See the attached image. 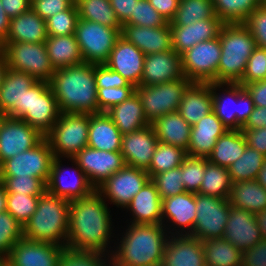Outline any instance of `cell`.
Instances as JSON below:
<instances>
[{"instance_id": "cell-61", "label": "cell", "mask_w": 266, "mask_h": 266, "mask_svg": "<svg viewBox=\"0 0 266 266\" xmlns=\"http://www.w3.org/2000/svg\"><path fill=\"white\" fill-rule=\"evenodd\" d=\"M135 2H138V0H110V4L121 25L130 19L131 14H134Z\"/></svg>"}, {"instance_id": "cell-19", "label": "cell", "mask_w": 266, "mask_h": 266, "mask_svg": "<svg viewBox=\"0 0 266 266\" xmlns=\"http://www.w3.org/2000/svg\"><path fill=\"white\" fill-rule=\"evenodd\" d=\"M196 218V194L183 192L162 199V225L170 236L190 235Z\"/></svg>"}, {"instance_id": "cell-14", "label": "cell", "mask_w": 266, "mask_h": 266, "mask_svg": "<svg viewBox=\"0 0 266 266\" xmlns=\"http://www.w3.org/2000/svg\"><path fill=\"white\" fill-rule=\"evenodd\" d=\"M53 159L44 137L35 147L4 161L0 165V177H37L47 184Z\"/></svg>"}, {"instance_id": "cell-53", "label": "cell", "mask_w": 266, "mask_h": 266, "mask_svg": "<svg viewBox=\"0 0 266 266\" xmlns=\"http://www.w3.org/2000/svg\"><path fill=\"white\" fill-rule=\"evenodd\" d=\"M7 193L42 195L46 184L37 177H0Z\"/></svg>"}, {"instance_id": "cell-6", "label": "cell", "mask_w": 266, "mask_h": 266, "mask_svg": "<svg viewBox=\"0 0 266 266\" xmlns=\"http://www.w3.org/2000/svg\"><path fill=\"white\" fill-rule=\"evenodd\" d=\"M57 99L49 82L38 81L22 97V105L11 116L22 119L45 136L60 116Z\"/></svg>"}, {"instance_id": "cell-62", "label": "cell", "mask_w": 266, "mask_h": 266, "mask_svg": "<svg viewBox=\"0 0 266 266\" xmlns=\"http://www.w3.org/2000/svg\"><path fill=\"white\" fill-rule=\"evenodd\" d=\"M244 88L252 97L254 106L266 107V79L249 83Z\"/></svg>"}, {"instance_id": "cell-56", "label": "cell", "mask_w": 266, "mask_h": 266, "mask_svg": "<svg viewBox=\"0 0 266 266\" xmlns=\"http://www.w3.org/2000/svg\"><path fill=\"white\" fill-rule=\"evenodd\" d=\"M243 25L252 34L256 46L266 49V1L248 15Z\"/></svg>"}, {"instance_id": "cell-5", "label": "cell", "mask_w": 266, "mask_h": 266, "mask_svg": "<svg viewBox=\"0 0 266 266\" xmlns=\"http://www.w3.org/2000/svg\"><path fill=\"white\" fill-rule=\"evenodd\" d=\"M219 40L218 83H238L244 75L249 57L257 47L255 40L243 23L224 24Z\"/></svg>"}, {"instance_id": "cell-42", "label": "cell", "mask_w": 266, "mask_h": 266, "mask_svg": "<svg viewBox=\"0 0 266 266\" xmlns=\"http://www.w3.org/2000/svg\"><path fill=\"white\" fill-rule=\"evenodd\" d=\"M218 18L213 0H179V6L170 25H190L203 19Z\"/></svg>"}, {"instance_id": "cell-51", "label": "cell", "mask_w": 266, "mask_h": 266, "mask_svg": "<svg viewBox=\"0 0 266 266\" xmlns=\"http://www.w3.org/2000/svg\"><path fill=\"white\" fill-rule=\"evenodd\" d=\"M180 167L155 174L151 180L156 185L161 199L185 192Z\"/></svg>"}, {"instance_id": "cell-10", "label": "cell", "mask_w": 266, "mask_h": 266, "mask_svg": "<svg viewBox=\"0 0 266 266\" xmlns=\"http://www.w3.org/2000/svg\"><path fill=\"white\" fill-rule=\"evenodd\" d=\"M74 35L83 62L105 64L117 39L121 36V30L79 18Z\"/></svg>"}, {"instance_id": "cell-21", "label": "cell", "mask_w": 266, "mask_h": 266, "mask_svg": "<svg viewBox=\"0 0 266 266\" xmlns=\"http://www.w3.org/2000/svg\"><path fill=\"white\" fill-rule=\"evenodd\" d=\"M158 142L151 124L122 135L120 152L124 157L125 164L147 170Z\"/></svg>"}, {"instance_id": "cell-37", "label": "cell", "mask_w": 266, "mask_h": 266, "mask_svg": "<svg viewBox=\"0 0 266 266\" xmlns=\"http://www.w3.org/2000/svg\"><path fill=\"white\" fill-rule=\"evenodd\" d=\"M228 200L232 207L256 214L266 209V189L257 180L233 182Z\"/></svg>"}, {"instance_id": "cell-27", "label": "cell", "mask_w": 266, "mask_h": 266, "mask_svg": "<svg viewBox=\"0 0 266 266\" xmlns=\"http://www.w3.org/2000/svg\"><path fill=\"white\" fill-rule=\"evenodd\" d=\"M121 36L134 44L145 55L156 54L172 49L169 22L162 27H144L123 24Z\"/></svg>"}, {"instance_id": "cell-7", "label": "cell", "mask_w": 266, "mask_h": 266, "mask_svg": "<svg viewBox=\"0 0 266 266\" xmlns=\"http://www.w3.org/2000/svg\"><path fill=\"white\" fill-rule=\"evenodd\" d=\"M213 112L229 130H241L253 112L254 103L238 83H211Z\"/></svg>"}, {"instance_id": "cell-60", "label": "cell", "mask_w": 266, "mask_h": 266, "mask_svg": "<svg viewBox=\"0 0 266 266\" xmlns=\"http://www.w3.org/2000/svg\"><path fill=\"white\" fill-rule=\"evenodd\" d=\"M247 146L266 156V127L254 130H242Z\"/></svg>"}, {"instance_id": "cell-16", "label": "cell", "mask_w": 266, "mask_h": 266, "mask_svg": "<svg viewBox=\"0 0 266 266\" xmlns=\"http://www.w3.org/2000/svg\"><path fill=\"white\" fill-rule=\"evenodd\" d=\"M149 180L150 177L146 170L125 165L96 190L110 206L113 204L123 212L132 198Z\"/></svg>"}, {"instance_id": "cell-13", "label": "cell", "mask_w": 266, "mask_h": 266, "mask_svg": "<svg viewBox=\"0 0 266 266\" xmlns=\"http://www.w3.org/2000/svg\"><path fill=\"white\" fill-rule=\"evenodd\" d=\"M64 160H68L67 164L71 163L68 164L70 167L64 165ZM94 190L85 173L72 158L54 157L46 184L47 192L73 201L90 195Z\"/></svg>"}, {"instance_id": "cell-18", "label": "cell", "mask_w": 266, "mask_h": 266, "mask_svg": "<svg viewBox=\"0 0 266 266\" xmlns=\"http://www.w3.org/2000/svg\"><path fill=\"white\" fill-rule=\"evenodd\" d=\"M95 190L126 164L120 151H104L87 146L72 158Z\"/></svg>"}, {"instance_id": "cell-50", "label": "cell", "mask_w": 266, "mask_h": 266, "mask_svg": "<svg viewBox=\"0 0 266 266\" xmlns=\"http://www.w3.org/2000/svg\"><path fill=\"white\" fill-rule=\"evenodd\" d=\"M78 19L76 5H71L67 10L58 12L46 20L47 33L50 36L75 34Z\"/></svg>"}, {"instance_id": "cell-52", "label": "cell", "mask_w": 266, "mask_h": 266, "mask_svg": "<svg viewBox=\"0 0 266 266\" xmlns=\"http://www.w3.org/2000/svg\"><path fill=\"white\" fill-rule=\"evenodd\" d=\"M168 22L156 11L149 0H138L135 2L134 14L125 24L144 26V27H162Z\"/></svg>"}, {"instance_id": "cell-8", "label": "cell", "mask_w": 266, "mask_h": 266, "mask_svg": "<svg viewBox=\"0 0 266 266\" xmlns=\"http://www.w3.org/2000/svg\"><path fill=\"white\" fill-rule=\"evenodd\" d=\"M89 114L60 113L57 122L44 136L54 157L73 158L87 147Z\"/></svg>"}, {"instance_id": "cell-28", "label": "cell", "mask_w": 266, "mask_h": 266, "mask_svg": "<svg viewBox=\"0 0 266 266\" xmlns=\"http://www.w3.org/2000/svg\"><path fill=\"white\" fill-rule=\"evenodd\" d=\"M161 266H206L203 242L189 235L170 236Z\"/></svg>"}, {"instance_id": "cell-36", "label": "cell", "mask_w": 266, "mask_h": 266, "mask_svg": "<svg viewBox=\"0 0 266 266\" xmlns=\"http://www.w3.org/2000/svg\"><path fill=\"white\" fill-rule=\"evenodd\" d=\"M45 45L54 70L83 63L79 44L74 34L62 36L48 35Z\"/></svg>"}, {"instance_id": "cell-40", "label": "cell", "mask_w": 266, "mask_h": 266, "mask_svg": "<svg viewBox=\"0 0 266 266\" xmlns=\"http://www.w3.org/2000/svg\"><path fill=\"white\" fill-rule=\"evenodd\" d=\"M231 185L228 168L211 163L205 158V172L197 194L228 199Z\"/></svg>"}, {"instance_id": "cell-31", "label": "cell", "mask_w": 266, "mask_h": 266, "mask_svg": "<svg viewBox=\"0 0 266 266\" xmlns=\"http://www.w3.org/2000/svg\"><path fill=\"white\" fill-rule=\"evenodd\" d=\"M191 126L213 111L211 83H192L177 110Z\"/></svg>"}, {"instance_id": "cell-29", "label": "cell", "mask_w": 266, "mask_h": 266, "mask_svg": "<svg viewBox=\"0 0 266 266\" xmlns=\"http://www.w3.org/2000/svg\"><path fill=\"white\" fill-rule=\"evenodd\" d=\"M227 130L228 128L212 111L191 127L187 155L207 158L212 153L218 138Z\"/></svg>"}, {"instance_id": "cell-9", "label": "cell", "mask_w": 266, "mask_h": 266, "mask_svg": "<svg viewBox=\"0 0 266 266\" xmlns=\"http://www.w3.org/2000/svg\"><path fill=\"white\" fill-rule=\"evenodd\" d=\"M0 50L6 56L8 68L28 73L37 81H51L55 70L45 43H2Z\"/></svg>"}, {"instance_id": "cell-34", "label": "cell", "mask_w": 266, "mask_h": 266, "mask_svg": "<svg viewBox=\"0 0 266 266\" xmlns=\"http://www.w3.org/2000/svg\"><path fill=\"white\" fill-rule=\"evenodd\" d=\"M151 125L159 142L188 151L192 126L182 118L178 111L163 115Z\"/></svg>"}, {"instance_id": "cell-30", "label": "cell", "mask_w": 266, "mask_h": 266, "mask_svg": "<svg viewBox=\"0 0 266 266\" xmlns=\"http://www.w3.org/2000/svg\"><path fill=\"white\" fill-rule=\"evenodd\" d=\"M37 82L28 73L8 68L0 86V115L11 117L22 105L25 92Z\"/></svg>"}, {"instance_id": "cell-1", "label": "cell", "mask_w": 266, "mask_h": 266, "mask_svg": "<svg viewBox=\"0 0 266 266\" xmlns=\"http://www.w3.org/2000/svg\"><path fill=\"white\" fill-rule=\"evenodd\" d=\"M112 216L109 204L97 190L70 201L66 248L111 255L117 235Z\"/></svg>"}, {"instance_id": "cell-48", "label": "cell", "mask_w": 266, "mask_h": 266, "mask_svg": "<svg viewBox=\"0 0 266 266\" xmlns=\"http://www.w3.org/2000/svg\"><path fill=\"white\" fill-rule=\"evenodd\" d=\"M180 168L185 191L197 194L205 172V158L187 155Z\"/></svg>"}, {"instance_id": "cell-23", "label": "cell", "mask_w": 266, "mask_h": 266, "mask_svg": "<svg viewBox=\"0 0 266 266\" xmlns=\"http://www.w3.org/2000/svg\"><path fill=\"white\" fill-rule=\"evenodd\" d=\"M184 78L181 56L174 50L145 55L141 86H151Z\"/></svg>"}, {"instance_id": "cell-4", "label": "cell", "mask_w": 266, "mask_h": 266, "mask_svg": "<svg viewBox=\"0 0 266 266\" xmlns=\"http://www.w3.org/2000/svg\"><path fill=\"white\" fill-rule=\"evenodd\" d=\"M70 201L45 191L23 227L24 238L66 247Z\"/></svg>"}, {"instance_id": "cell-54", "label": "cell", "mask_w": 266, "mask_h": 266, "mask_svg": "<svg viewBox=\"0 0 266 266\" xmlns=\"http://www.w3.org/2000/svg\"><path fill=\"white\" fill-rule=\"evenodd\" d=\"M264 79H266V49L256 47L247 61L244 75L238 84L244 87Z\"/></svg>"}, {"instance_id": "cell-45", "label": "cell", "mask_w": 266, "mask_h": 266, "mask_svg": "<svg viewBox=\"0 0 266 266\" xmlns=\"http://www.w3.org/2000/svg\"><path fill=\"white\" fill-rule=\"evenodd\" d=\"M186 156L187 153L183 149L158 142L146 171L151 179L155 174L180 167Z\"/></svg>"}, {"instance_id": "cell-70", "label": "cell", "mask_w": 266, "mask_h": 266, "mask_svg": "<svg viewBox=\"0 0 266 266\" xmlns=\"http://www.w3.org/2000/svg\"><path fill=\"white\" fill-rule=\"evenodd\" d=\"M256 180L266 189V159L263 162V166L259 171Z\"/></svg>"}, {"instance_id": "cell-41", "label": "cell", "mask_w": 266, "mask_h": 266, "mask_svg": "<svg viewBox=\"0 0 266 266\" xmlns=\"http://www.w3.org/2000/svg\"><path fill=\"white\" fill-rule=\"evenodd\" d=\"M75 5L80 19L121 30L122 25L115 15L110 0H76Z\"/></svg>"}, {"instance_id": "cell-12", "label": "cell", "mask_w": 266, "mask_h": 266, "mask_svg": "<svg viewBox=\"0 0 266 266\" xmlns=\"http://www.w3.org/2000/svg\"><path fill=\"white\" fill-rule=\"evenodd\" d=\"M219 37L202 41L181 55L182 72L192 83H218Z\"/></svg>"}, {"instance_id": "cell-15", "label": "cell", "mask_w": 266, "mask_h": 266, "mask_svg": "<svg viewBox=\"0 0 266 266\" xmlns=\"http://www.w3.org/2000/svg\"><path fill=\"white\" fill-rule=\"evenodd\" d=\"M230 206L228 199L196 194V218L189 236L201 241L222 238Z\"/></svg>"}, {"instance_id": "cell-24", "label": "cell", "mask_w": 266, "mask_h": 266, "mask_svg": "<svg viewBox=\"0 0 266 266\" xmlns=\"http://www.w3.org/2000/svg\"><path fill=\"white\" fill-rule=\"evenodd\" d=\"M127 223L162 224V199L150 179L124 209Z\"/></svg>"}, {"instance_id": "cell-22", "label": "cell", "mask_w": 266, "mask_h": 266, "mask_svg": "<svg viewBox=\"0 0 266 266\" xmlns=\"http://www.w3.org/2000/svg\"><path fill=\"white\" fill-rule=\"evenodd\" d=\"M145 54L134 44L120 36L105 63L110 69L118 72L134 87L140 86Z\"/></svg>"}, {"instance_id": "cell-25", "label": "cell", "mask_w": 266, "mask_h": 266, "mask_svg": "<svg viewBox=\"0 0 266 266\" xmlns=\"http://www.w3.org/2000/svg\"><path fill=\"white\" fill-rule=\"evenodd\" d=\"M223 238L242 252L255 246L263 239L255 214L232 206H230V214L225 225Z\"/></svg>"}, {"instance_id": "cell-66", "label": "cell", "mask_w": 266, "mask_h": 266, "mask_svg": "<svg viewBox=\"0 0 266 266\" xmlns=\"http://www.w3.org/2000/svg\"><path fill=\"white\" fill-rule=\"evenodd\" d=\"M10 28V18L0 2V45L5 41Z\"/></svg>"}, {"instance_id": "cell-44", "label": "cell", "mask_w": 266, "mask_h": 266, "mask_svg": "<svg viewBox=\"0 0 266 266\" xmlns=\"http://www.w3.org/2000/svg\"><path fill=\"white\" fill-rule=\"evenodd\" d=\"M265 159L266 156L262 153L247 146L241 157L228 167L232 183L256 180Z\"/></svg>"}, {"instance_id": "cell-69", "label": "cell", "mask_w": 266, "mask_h": 266, "mask_svg": "<svg viewBox=\"0 0 266 266\" xmlns=\"http://www.w3.org/2000/svg\"><path fill=\"white\" fill-rule=\"evenodd\" d=\"M8 70L7 59L4 53L0 50V86Z\"/></svg>"}, {"instance_id": "cell-38", "label": "cell", "mask_w": 266, "mask_h": 266, "mask_svg": "<svg viewBox=\"0 0 266 266\" xmlns=\"http://www.w3.org/2000/svg\"><path fill=\"white\" fill-rule=\"evenodd\" d=\"M247 147L242 130H227L218 138L212 153L207 159L216 165L228 168L234 163Z\"/></svg>"}, {"instance_id": "cell-35", "label": "cell", "mask_w": 266, "mask_h": 266, "mask_svg": "<svg viewBox=\"0 0 266 266\" xmlns=\"http://www.w3.org/2000/svg\"><path fill=\"white\" fill-rule=\"evenodd\" d=\"M122 135L140 130L150 125L148 122L141 100L135 92L122 103L112 107L106 112Z\"/></svg>"}, {"instance_id": "cell-65", "label": "cell", "mask_w": 266, "mask_h": 266, "mask_svg": "<svg viewBox=\"0 0 266 266\" xmlns=\"http://www.w3.org/2000/svg\"><path fill=\"white\" fill-rule=\"evenodd\" d=\"M266 127V107L255 106L241 130H254Z\"/></svg>"}, {"instance_id": "cell-39", "label": "cell", "mask_w": 266, "mask_h": 266, "mask_svg": "<svg viewBox=\"0 0 266 266\" xmlns=\"http://www.w3.org/2000/svg\"><path fill=\"white\" fill-rule=\"evenodd\" d=\"M202 242L206 266H241L242 251L228 240L222 237Z\"/></svg>"}, {"instance_id": "cell-43", "label": "cell", "mask_w": 266, "mask_h": 266, "mask_svg": "<svg viewBox=\"0 0 266 266\" xmlns=\"http://www.w3.org/2000/svg\"><path fill=\"white\" fill-rule=\"evenodd\" d=\"M266 0H213L217 17L224 24L243 23Z\"/></svg>"}, {"instance_id": "cell-11", "label": "cell", "mask_w": 266, "mask_h": 266, "mask_svg": "<svg viewBox=\"0 0 266 266\" xmlns=\"http://www.w3.org/2000/svg\"><path fill=\"white\" fill-rule=\"evenodd\" d=\"M192 84L186 77L151 86H138V94L144 114L151 124L165 114L178 110L187 88Z\"/></svg>"}, {"instance_id": "cell-57", "label": "cell", "mask_w": 266, "mask_h": 266, "mask_svg": "<svg viewBox=\"0 0 266 266\" xmlns=\"http://www.w3.org/2000/svg\"><path fill=\"white\" fill-rule=\"evenodd\" d=\"M95 82L96 88L133 86L106 64H95Z\"/></svg>"}, {"instance_id": "cell-3", "label": "cell", "mask_w": 266, "mask_h": 266, "mask_svg": "<svg viewBox=\"0 0 266 266\" xmlns=\"http://www.w3.org/2000/svg\"><path fill=\"white\" fill-rule=\"evenodd\" d=\"M49 83L61 113H98L95 64L57 69Z\"/></svg>"}, {"instance_id": "cell-71", "label": "cell", "mask_w": 266, "mask_h": 266, "mask_svg": "<svg viewBox=\"0 0 266 266\" xmlns=\"http://www.w3.org/2000/svg\"><path fill=\"white\" fill-rule=\"evenodd\" d=\"M0 266H9L8 265V256L0 254Z\"/></svg>"}, {"instance_id": "cell-64", "label": "cell", "mask_w": 266, "mask_h": 266, "mask_svg": "<svg viewBox=\"0 0 266 266\" xmlns=\"http://www.w3.org/2000/svg\"><path fill=\"white\" fill-rule=\"evenodd\" d=\"M150 4L160 13L167 22H170L179 6V0H149Z\"/></svg>"}, {"instance_id": "cell-63", "label": "cell", "mask_w": 266, "mask_h": 266, "mask_svg": "<svg viewBox=\"0 0 266 266\" xmlns=\"http://www.w3.org/2000/svg\"><path fill=\"white\" fill-rule=\"evenodd\" d=\"M5 13L10 19L19 16L31 8V0H0Z\"/></svg>"}, {"instance_id": "cell-58", "label": "cell", "mask_w": 266, "mask_h": 266, "mask_svg": "<svg viewBox=\"0 0 266 266\" xmlns=\"http://www.w3.org/2000/svg\"><path fill=\"white\" fill-rule=\"evenodd\" d=\"M71 5L68 0H33L31 8L46 21L56 13L67 10Z\"/></svg>"}, {"instance_id": "cell-55", "label": "cell", "mask_w": 266, "mask_h": 266, "mask_svg": "<svg viewBox=\"0 0 266 266\" xmlns=\"http://www.w3.org/2000/svg\"><path fill=\"white\" fill-rule=\"evenodd\" d=\"M134 86L97 88L98 113L107 112L135 93Z\"/></svg>"}, {"instance_id": "cell-47", "label": "cell", "mask_w": 266, "mask_h": 266, "mask_svg": "<svg viewBox=\"0 0 266 266\" xmlns=\"http://www.w3.org/2000/svg\"><path fill=\"white\" fill-rule=\"evenodd\" d=\"M23 238V226L8 211L0 213V254L8 256L12 247Z\"/></svg>"}, {"instance_id": "cell-17", "label": "cell", "mask_w": 266, "mask_h": 266, "mask_svg": "<svg viewBox=\"0 0 266 266\" xmlns=\"http://www.w3.org/2000/svg\"><path fill=\"white\" fill-rule=\"evenodd\" d=\"M44 136L19 118L0 115V165L35 147Z\"/></svg>"}, {"instance_id": "cell-20", "label": "cell", "mask_w": 266, "mask_h": 266, "mask_svg": "<svg viewBox=\"0 0 266 266\" xmlns=\"http://www.w3.org/2000/svg\"><path fill=\"white\" fill-rule=\"evenodd\" d=\"M66 247L49 242L21 239L8 255L9 266H58Z\"/></svg>"}, {"instance_id": "cell-2", "label": "cell", "mask_w": 266, "mask_h": 266, "mask_svg": "<svg viewBox=\"0 0 266 266\" xmlns=\"http://www.w3.org/2000/svg\"><path fill=\"white\" fill-rule=\"evenodd\" d=\"M126 224V225H125ZM117 226L112 266H161L163 252L170 237L162 224Z\"/></svg>"}, {"instance_id": "cell-46", "label": "cell", "mask_w": 266, "mask_h": 266, "mask_svg": "<svg viewBox=\"0 0 266 266\" xmlns=\"http://www.w3.org/2000/svg\"><path fill=\"white\" fill-rule=\"evenodd\" d=\"M41 195L7 193L8 211L23 227L34 214Z\"/></svg>"}, {"instance_id": "cell-33", "label": "cell", "mask_w": 266, "mask_h": 266, "mask_svg": "<svg viewBox=\"0 0 266 266\" xmlns=\"http://www.w3.org/2000/svg\"><path fill=\"white\" fill-rule=\"evenodd\" d=\"M122 134L106 112L89 114L87 146L104 151H120Z\"/></svg>"}, {"instance_id": "cell-72", "label": "cell", "mask_w": 266, "mask_h": 266, "mask_svg": "<svg viewBox=\"0 0 266 266\" xmlns=\"http://www.w3.org/2000/svg\"><path fill=\"white\" fill-rule=\"evenodd\" d=\"M33 0H31L32 2ZM72 5H75L76 4V0H68Z\"/></svg>"}, {"instance_id": "cell-67", "label": "cell", "mask_w": 266, "mask_h": 266, "mask_svg": "<svg viewBox=\"0 0 266 266\" xmlns=\"http://www.w3.org/2000/svg\"><path fill=\"white\" fill-rule=\"evenodd\" d=\"M255 218L262 238H266V209L261 212H257L255 214Z\"/></svg>"}, {"instance_id": "cell-59", "label": "cell", "mask_w": 266, "mask_h": 266, "mask_svg": "<svg viewBox=\"0 0 266 266\" xmlns=\"http://www.w3.org/2000/svg\"><path fill=\"white\" fill-rule=\"evenodd\" d=\"M241 266H266V238L242 252Z\"/></svg>"}, {"instance_id": "cell-32", "label": "cell", "mask_w": 266, "mask_h": 266, "mask_svg": "<svg viewBox=\"0 0 266 266\" xmlns=\"http://www.w3.org/2000/svg\"><path fill=\"white\" fill-rule=\"evenodd\" d=\"M47 37L46 21L30 8L19 16L10 19L9 32L3 43H45Z\"/></svg>"}, {"instance_id": "cell-68", "label": "cell", "mask_w": 266, "mask_h": 266, "mask_svg": "<svg viewBox=\"0 0 266 266\" xmlns=\"http://www.w3.org/2000/svg\"><path fill=\"white\" fill-rule=\"evenodd\" d=\"M7 208V192L0 180V213L5 212Z\"/></svg>"}, {"instance_id": "cell-49", "label": "cell", "mask_w": 266, "mask_h": 266, "mask_svg": "<svg viewBox=\"0 0 266 266\" xmlns=\"http://www.w3.org/2000/svg\"><path fill=\"white\" fill-rule=\"evenodd\" d=\"M58 266H112L111 255L73 251L65 248L60 256Z\"/></svg>"}, {"instance_id": "cell-26", "label": "cell", "mask_w": 266, "mask_h": 266, "mask_svg": "<svg viewBox=\"0 0 266 266\" xmlns=\"http://www.w3.org/2000/svg\"><path fill=\"white\" fill-rule=\"evenodd\" d=\"M223 25L219 18L203 19L190 25H170L172 49L181 56L196 44L219 37Z\"/></svg>"}]
</instances>
